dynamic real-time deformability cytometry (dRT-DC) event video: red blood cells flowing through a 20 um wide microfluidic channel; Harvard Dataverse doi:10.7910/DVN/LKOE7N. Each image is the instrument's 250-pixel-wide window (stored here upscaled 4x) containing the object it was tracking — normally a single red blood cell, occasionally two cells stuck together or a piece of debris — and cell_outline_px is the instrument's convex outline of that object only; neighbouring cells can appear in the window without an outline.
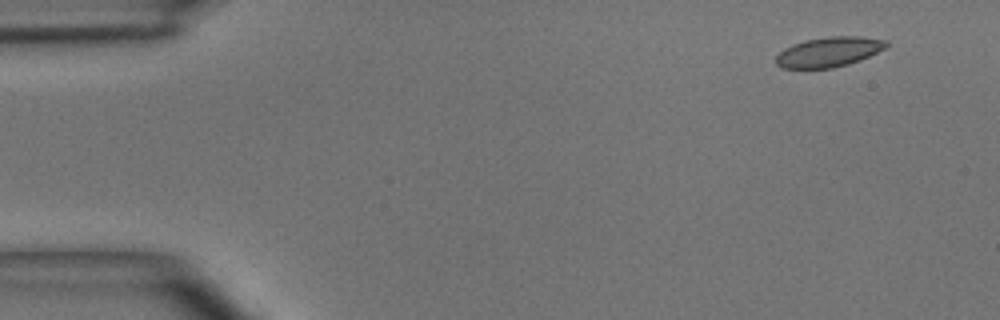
{"species": "common noctule bat (a hibernating species)", "species_latin": "Nyctalus noctula", "temperature_condition": "room temperature", "stored_images_in_passage": 8, "camera_frame_rate_fps": 3000, "um_per_image_px": 0.085, "animal": {"sex": "male", "body_mass_g": 15.6}, "frame": {"image": 1, "passage_image": 2, "time_ms": 0.333, "image_size_px": [1000, 320], "cell_outline_px": [[888, 44], [884, 48], [860, 60], [848, 64], [832, 68], [780, 68], [776, 64], [776, 56], [784, 48], [792, 44], [808, 40], [828, 36], [860, 36], [888, 40]], "centroid_in_image_um": [70.44, 4.41], "position_along_channel_um": 14.6, "area_um2": 19.13}}